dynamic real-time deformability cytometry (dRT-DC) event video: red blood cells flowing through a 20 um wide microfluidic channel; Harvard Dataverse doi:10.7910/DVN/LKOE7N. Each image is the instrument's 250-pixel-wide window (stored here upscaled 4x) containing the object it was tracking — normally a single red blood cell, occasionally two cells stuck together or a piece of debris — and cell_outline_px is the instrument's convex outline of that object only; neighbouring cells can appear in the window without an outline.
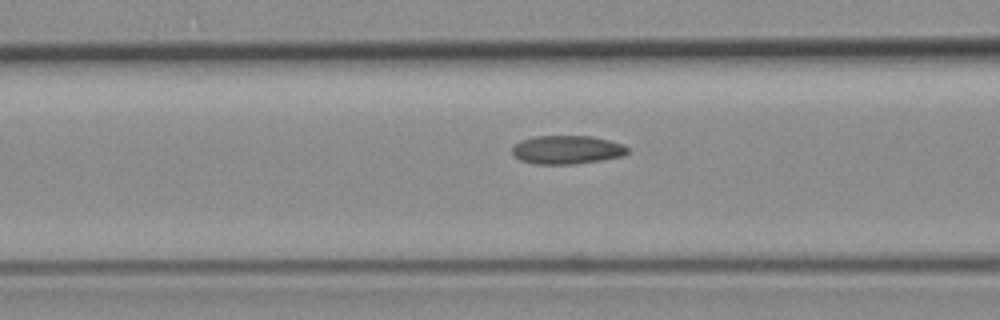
{"species": "common noctule bat (a hibernating species)", "species_latin": "Nyctalus noctula", "temperature_condition": "room temperature", "stored_images_in_passage": 31, "camera_frame_rate_fps": 3000, "um_per_image_px": 0.085, "animal": {"sex": "female", "body_mass_g": 19.3, "forearm_length_mm": 54.1}, "frame": {"image": 1, "passage_image": 10, "time_ms": 3.0, "image_size_px": [1000, 320], "cell_outline_px": [[628, 152], [624, 156], [576, 164], [532, 164], [520, 160], [512, 156], [512, 148], [520, 140], [536, 136], [592, 136], [624, 144], [628, 148]], "centroid_in_image_um": [48.17, 12.73], "position_along_channel_um": 118.4, "area_um2": 19.36}}
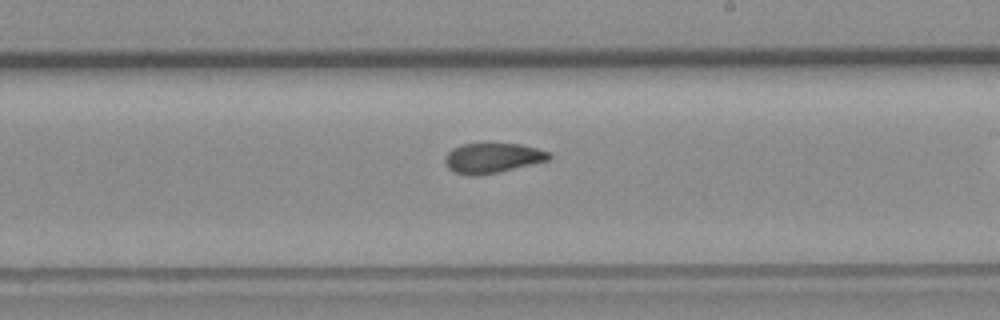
{"frame": {"image": 2, "passage_image": 20, "time_ms": 6.333, "image_size_px": [1000, 320], "cell_outline_px": [[552, 156], [548, 160], [496, 172], [476, 176], [468, 176], [456, 172], [448, 168], [444, 160], [448, 152], [452, 148], [460, 144], [520, 144], [536, 148], [548, 152]], "centroid_in_image_um": [41.82, 13.43], "position_along_channel_um": 247.2, "area_um2": 17.86}}
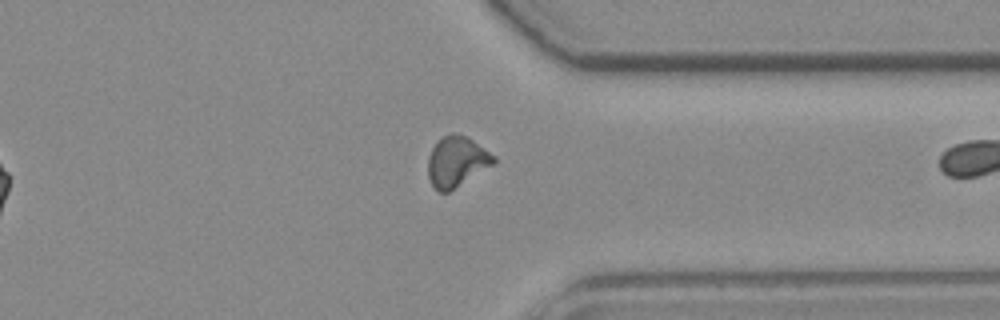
{"frame": {"image": 3, "passage_image": 30, "time_ms": 9.667, "image_size_px": [1000, 320], "cell_outline_px": [[496, 160], [492, 164], [448, 192], [440, 192], [432, 184], [428, 176], [428, 156], [436, 140], [452, 132], [456, 132], [468, 136], [496, 156]], "centroid_in_image_um": [38.8, 13.68], "position_along_channel_um": 372.6, "area_um2": 19.19}}